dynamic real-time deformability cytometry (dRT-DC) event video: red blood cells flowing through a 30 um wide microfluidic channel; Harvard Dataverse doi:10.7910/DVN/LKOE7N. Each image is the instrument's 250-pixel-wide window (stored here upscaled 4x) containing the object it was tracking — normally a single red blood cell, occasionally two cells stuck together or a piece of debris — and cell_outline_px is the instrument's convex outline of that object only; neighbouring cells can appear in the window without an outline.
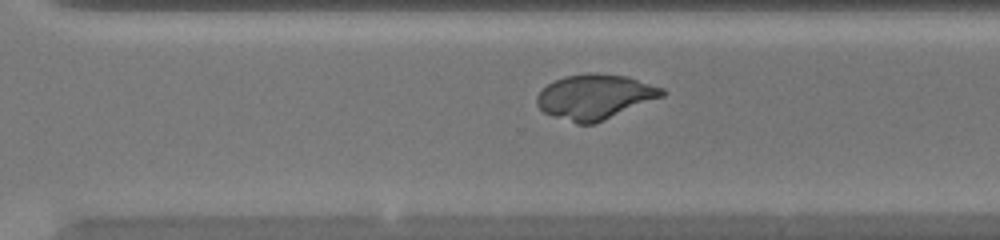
{"species": "common noctule bat (a hibernating species)", "species_latin": "Nyctalus noctula", "temperature_condition": "warm", "stored_images_in_passage": 37, "camera_frame_rate_fps": 3000, "um_per_image_px": 0.085, "animal": {"sex": "female", "body_mass_g": 20.0, "forearm_length_mm": 54.0}, "frame": {"image": 1, "passage_image": 24, "time_ms": 7.667, "image_size_px": [1000, 240], "cell_outline_px": [[668, 92], [664, 96], [604, 120], [592, 124], [576, 124], [552, 116], [544, 112], [536, 104], [536, 96], [548, 84], [564, 76], [588, 72], [628, 76], [664, 88]], "centroid_in_image_um": [50.58, 8.22], "position_along_channel_um": 320.0, "area_um2": 32.89}}
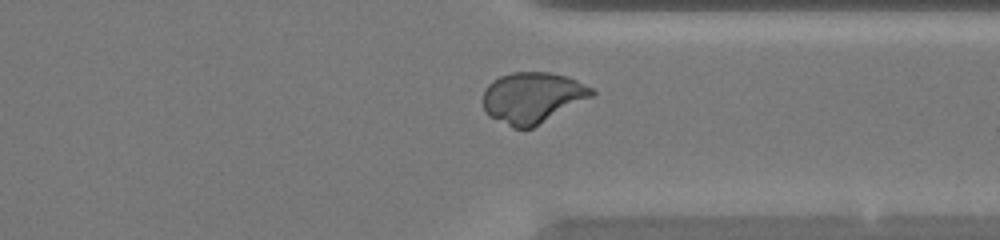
{"frame": {"image": 2, "passage_image": 27, "time_ms": 8.667, "image_size_px": [1000, 240], "cell_outline_px": [[596, 92], [592, 96], [532, 128], [512, 128], [488, 116], [484, 108], [484, 88], [492, 80], [500, 76], [512, 72], [548, 72], [568, 76], [592, 88]], "centroid_in_image_um": [45.23, 8.29], "position_along_channel_um": 366.2, "area_um2": 32.14}}
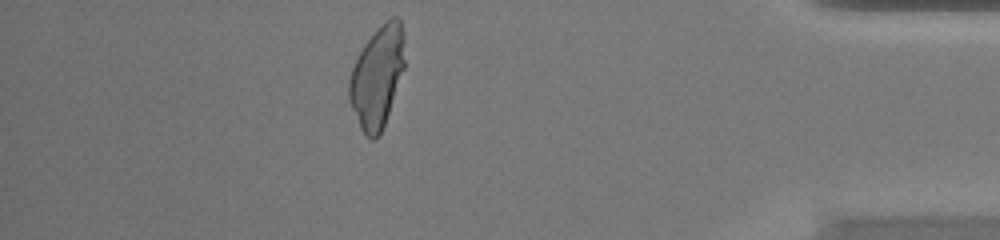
{"frame": {"image": 3, "passage_image": 32, "time_ms": 10.333, "image_size_px": [1000, 240], "cell_outline_px": [[404, 68], [380, 136], [372, 140], [360, 128], [348, 100], [348, 80], [352, 68], [364, 44], [392, 16], [400, 16], [404, 32]], "centroid_in_image_um": [32.06, 6.54], "position_along_channel_um": 403.1, "area_um2": 32.48}}